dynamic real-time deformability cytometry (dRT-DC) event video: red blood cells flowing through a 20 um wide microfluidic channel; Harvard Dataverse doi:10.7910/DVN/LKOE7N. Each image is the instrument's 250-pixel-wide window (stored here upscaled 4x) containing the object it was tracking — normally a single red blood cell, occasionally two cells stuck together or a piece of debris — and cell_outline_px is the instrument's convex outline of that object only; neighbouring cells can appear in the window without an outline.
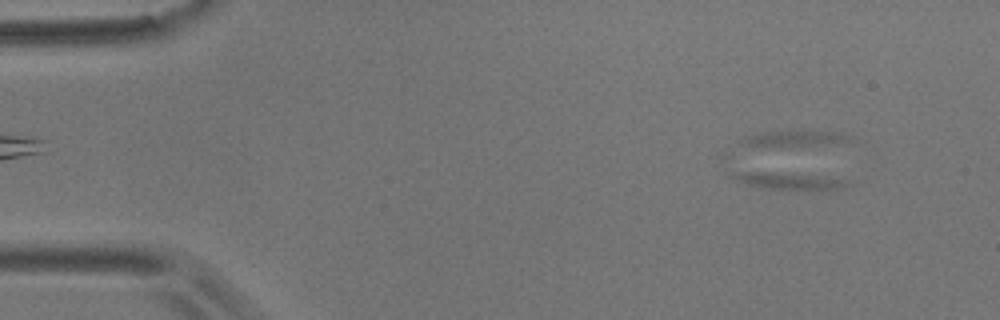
{"species": "common noctule bat (a hibernating species)", "species_latin": "Nyctalus noctula", "temperature_condition": "room temperature", "stored_images_in_passage": 4, "camera_frame_rate_fps": 3000, "um_per_image_px": 0.085, "animal": {"sex": "male", "body_mass_g": 17.9}, "frame": {"image": 1, "passage_image": 1, "time_ms": 0.0, "image_size_px": [1000, 320], "cell_outline_px": [[848, 184], [844, 188], [768, 188], [748, 184], [732, 180], [728, 176], [732, 168], [736, 168], [848, 180]], "centroid_in_image_um": [66.62, 15.29], "position_along_channel_um": 18.4, "area_um2": 11.04}}